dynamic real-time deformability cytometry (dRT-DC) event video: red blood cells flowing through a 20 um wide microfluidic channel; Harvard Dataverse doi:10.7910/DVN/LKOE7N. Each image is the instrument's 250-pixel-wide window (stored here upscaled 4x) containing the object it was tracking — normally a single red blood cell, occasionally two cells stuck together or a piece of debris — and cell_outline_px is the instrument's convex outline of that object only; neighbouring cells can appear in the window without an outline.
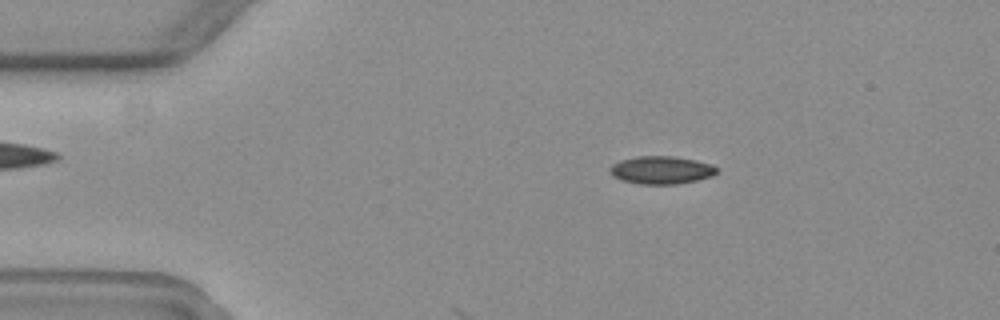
{"species": "common noctule bat (a hibernating species)", "species_latin": "Nyctalus noctula", "temperature_condition": "warm", "stored_images_in_passage": 14, "camera_frame_rate_fps": 3000, "um_per_image_px": 0.085, "animal": {"sex": "female", "body_mass_g": 19.3, "forearm_length_mm": 54.1}, "frame": {"image": 1, "passage_image": 10, "time_ms": 3.0, "image_size_px": [1000, 320], "cell_outline_px": [[720, 168], [712, 176], [696, 180], [676, 184], [640, 184], [620, 180], [612, 176], [608, 168], [612, 164], [620, 160], [636, 156], [672, 156], [696, 160], [712, 164]], "centroid_in_image_um": [56.19, 14.45], "position_along_channel_um": 28.8, "area_um2": 17.51}}